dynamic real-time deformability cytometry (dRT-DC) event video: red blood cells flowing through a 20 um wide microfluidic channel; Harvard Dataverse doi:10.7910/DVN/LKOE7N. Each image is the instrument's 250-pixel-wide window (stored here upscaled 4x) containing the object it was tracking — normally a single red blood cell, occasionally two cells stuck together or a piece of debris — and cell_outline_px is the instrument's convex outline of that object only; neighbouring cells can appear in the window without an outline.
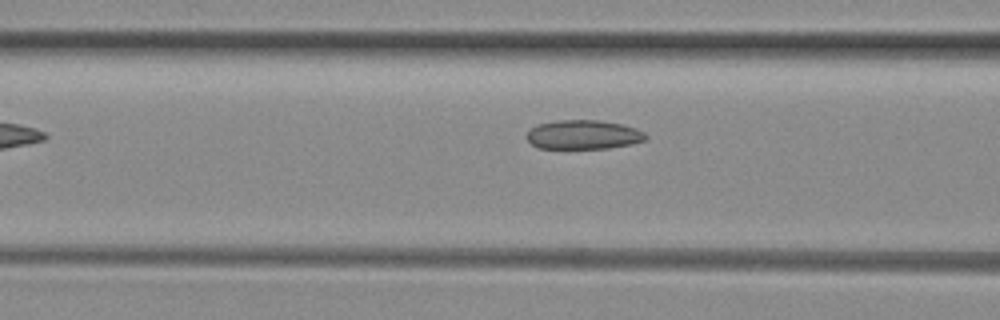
{"species": "common noctule bat (a hibernating species)", "species_latin": "Nyctalus noctula", "temperature_condition": "room temperature", "stored_images_in_passage": 5, "camera_frame_rate_fps": 3000, "um_per_image_px": 0.085, "animal": {"sex": "female", "body_mass_g": 29.2, "forearm_length_mm": 56.3}, "frame": {"image": 1, "passage_image": 4, "time_ms": 1.0, "image_size_px": [1000, 320], "cell_outline_px": [[648, 136], [644, 140], [632, 144], [608, 148], [536, 148], [524, 136], [536, 124], [556, 120], [600, 120], [624, 124], [636, 128], [644, 132]], "centroid_in_image_um": [49.58, 11.44], "position_along_channel_um": 117.0, "area_um2": 20.4}}